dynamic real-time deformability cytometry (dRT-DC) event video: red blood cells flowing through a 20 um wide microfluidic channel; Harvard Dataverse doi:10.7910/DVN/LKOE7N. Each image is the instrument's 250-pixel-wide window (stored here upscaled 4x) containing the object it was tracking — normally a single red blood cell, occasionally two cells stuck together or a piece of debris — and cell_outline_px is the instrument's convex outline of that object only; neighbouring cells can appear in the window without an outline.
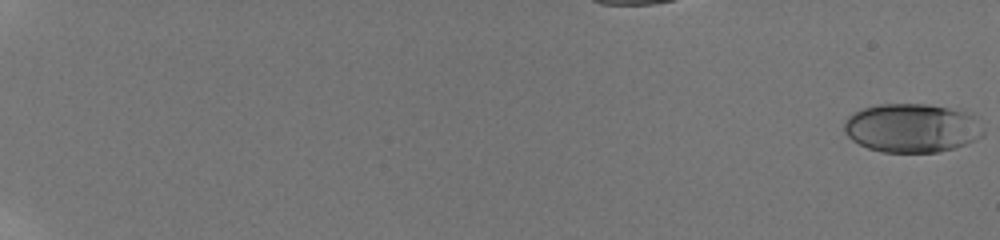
{"species": "human", "species_latin": "Homo sapiens", "temperature_condition": "room temperature", "stored_images_in_passage": 44, "camera_frame_rate_fps": 3000, "um_per_image_px": 0.085, "donor": {"sex": "male"}, "frame": {"image": 1, "passage_image": 1, "time_ms": 0.0, "image_size_px": [1000, 240], "cell_outline_px": [[984, 136], [956, 148], [940, 152], [880, 152], [868, 148], [852, 140], [844, 132], [844, 120], [848, 116], [864, 108], [876, 104], [928, 104], [972, 112], [976, 116], [984, 132]], "centroid_in_image_um": [77.55, 10.88], "position_along_channel_um": 7.5, "area_um2": 40.06}}
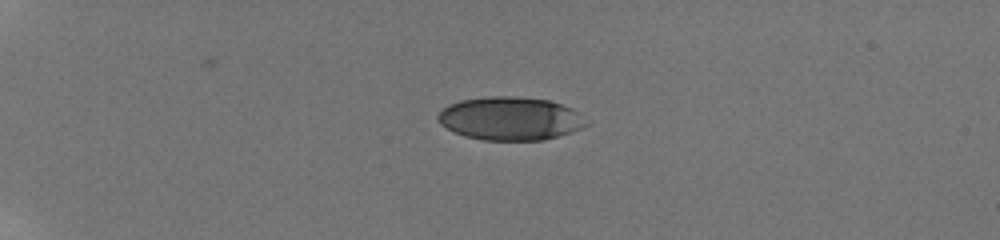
{"frame": {"image": 2, "passage_image": 27, "time_ms": 5.667, "image_size_px": [1000, 240], "cell_outline_px": [[588, 124], [580, 128], [544, 140], [484, 140], [464, 136], [440, 124], [436, 116], [448, 104], [460, 100], [492, 96], [512, 96], [548, 100], [572, 108]], "centroid_in_image_um": [43.32, 10.07], "position_along_channel_um": 41.7, "area_um2": 36.93}}
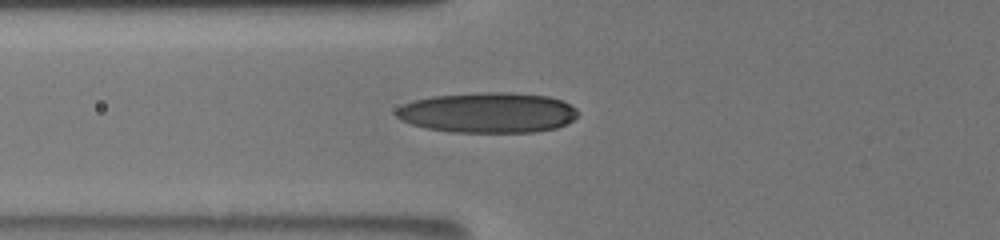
{"frame": {"image": 3, "passage_image": 41, "time_ms": 8.667, "image_size_px": [1000, 240], "cell_outline_px": [[576, 116], [572, 120], [556, 128], [532, 132], [452, 132], [424, 128], [400, 120], [396, 116], [396, 108], [404, 104], [416, 100], [432, 96], [476, 92], [512, 92], [548, 96], [560, 100], [576, 108]], "centroid_in_image_um": [41.43, 9.57], "position_along_channel_um": 84.4, "area_um2": 42.71}}